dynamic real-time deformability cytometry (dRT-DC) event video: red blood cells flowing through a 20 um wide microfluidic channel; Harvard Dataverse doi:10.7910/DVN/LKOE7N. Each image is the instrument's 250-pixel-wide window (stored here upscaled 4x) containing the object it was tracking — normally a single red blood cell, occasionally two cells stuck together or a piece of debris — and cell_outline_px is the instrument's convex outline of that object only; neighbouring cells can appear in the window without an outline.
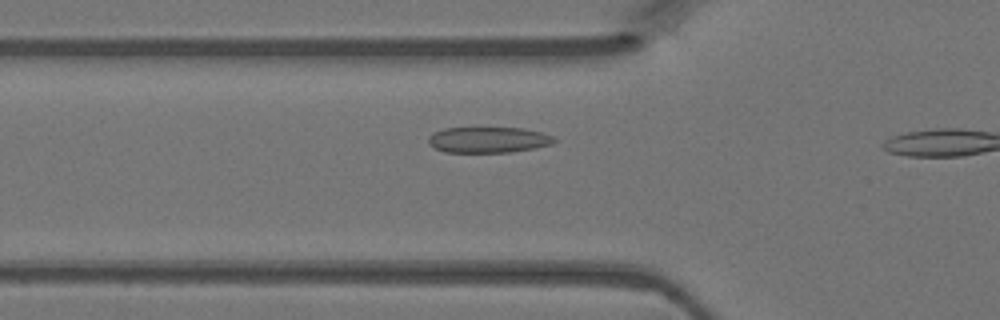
{"species": "Egyptian fruit bat (a non-hibernating species)", "species_latin": "Rousettus aegyptiacus", "temperature_condition": "warm", "stored_images_in_passage": 5, "camera_frame_rate_fps": 3000, "um_per_image_px": 0.085, "animal": {"sex": "female"}, "frame": {"image": 1, "passage_image": 3, "time_ms": 0.667, "image_size_px": [1000, 320], "cell_outline_px": [[556, 140], [552, 144], [512, 152], [444, 152], [428, 144], [428, 136], [432, 132], [444, 128], [524, 128], [544, 132], [552, 136]], "centroid_in_image_um": [41.49, 11.88], "position_along_channel_um": 84.3, "area_um2": 19.02}}